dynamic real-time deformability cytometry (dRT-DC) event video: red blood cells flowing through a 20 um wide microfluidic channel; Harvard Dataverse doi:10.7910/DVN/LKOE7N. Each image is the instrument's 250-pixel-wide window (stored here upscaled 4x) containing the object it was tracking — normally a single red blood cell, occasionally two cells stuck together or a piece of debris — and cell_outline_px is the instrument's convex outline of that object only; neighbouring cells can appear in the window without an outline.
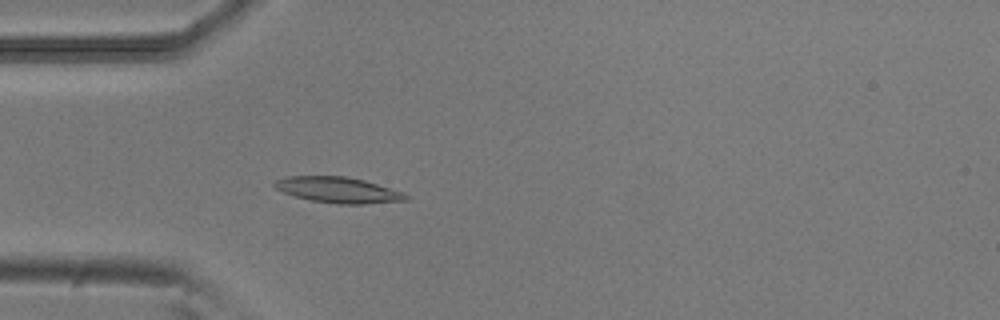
{"species": "common noctule bat (a hibernating species)", "species_latin": "Nyctalus noctula", "temperature_condition": "room temperature", "stored_images_in_passage": 52, "camera_frame_rate_fps": 3000, "um_per_image_px": 0.085, "animal": {"sex": "male", "body_mass_g": 20.5, "forearm_length_mm": 52.5}, "frame": {"image": 1, "passage_image": 15, "time_ms": 4.667, "image_size_px": [1000, 320], "cell_outline_px": [[408, 200], [364, 204], [336, 204], [312, 200], [296, 196], [284, 192], [276, 188], [272, 184], [276, 180], [288, 176], [344, 176], [364, 180], [404, 192], [408, 196]], "centroid_in_image_um": [28.77, 16.14], "position_along_channel_um": 56.2, "area_um2": 19.59}}
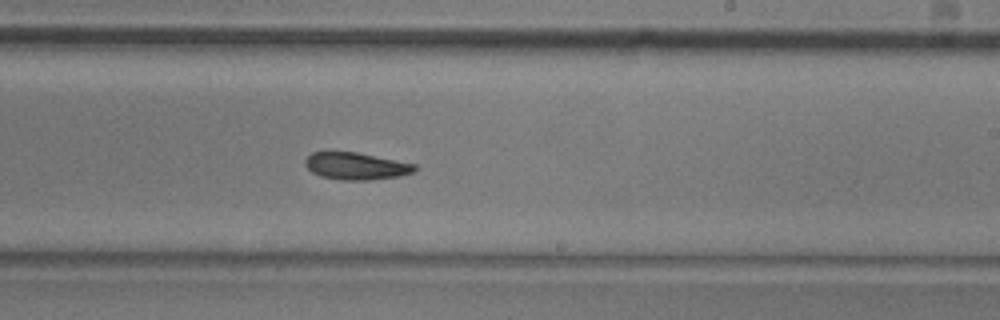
{"frame": {"image": 2, "passage_image": 31, "time_ms": 10.0, "image_size_px": [1000, 320], "cell_outline_px": [[416, 168], [412, 172], [400, 176], [368, 180], [340, 180], [320, 176], [312, 172], [304, 164], [304, 160], [312, 152], [356, 152], [416, 164]], "centroid_in_image_um": [30.24, 14.12], "position_along_channel_um": 258.8, "area_um2": 17.22}}
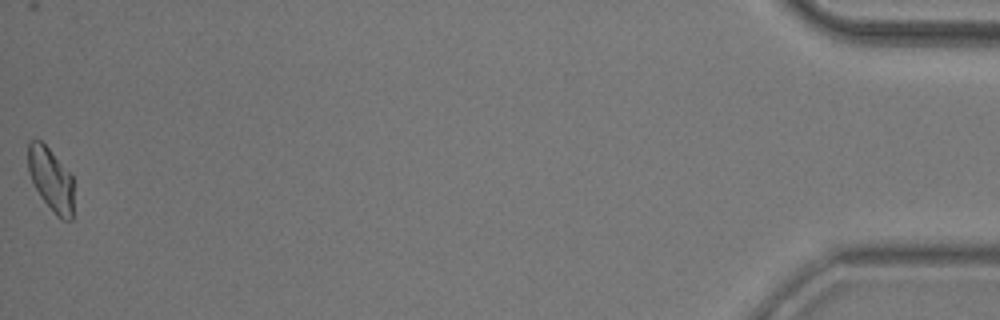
{"frame": {"image": 3, "passage_image": 52, "time_ms": 17.0, "image_size_px": [1000, 320], "cell_outline_px": [[72, 220], [60, 220], [56, 216], [40, 196], [28, 172], [28, 144], [32, 140], [40, 140], [48, 148], [72, 176]], "centroid_in_image_um": [4.31, 15.28], "position_along_channel_um": 430.9, "area_um2": 16.53}, "authors_computed_cell_mechanics": {"area_um2": 18.0336, "velocity_mm_per_s": 3.8782, "shape_relaxation_time_tau1_ms": 7.2371, "shape_relaxation_time_tau2_ms": 3.8533, "deformation_change_tau1": 0.1632, "deformation_change_tau2": 0.1037}}